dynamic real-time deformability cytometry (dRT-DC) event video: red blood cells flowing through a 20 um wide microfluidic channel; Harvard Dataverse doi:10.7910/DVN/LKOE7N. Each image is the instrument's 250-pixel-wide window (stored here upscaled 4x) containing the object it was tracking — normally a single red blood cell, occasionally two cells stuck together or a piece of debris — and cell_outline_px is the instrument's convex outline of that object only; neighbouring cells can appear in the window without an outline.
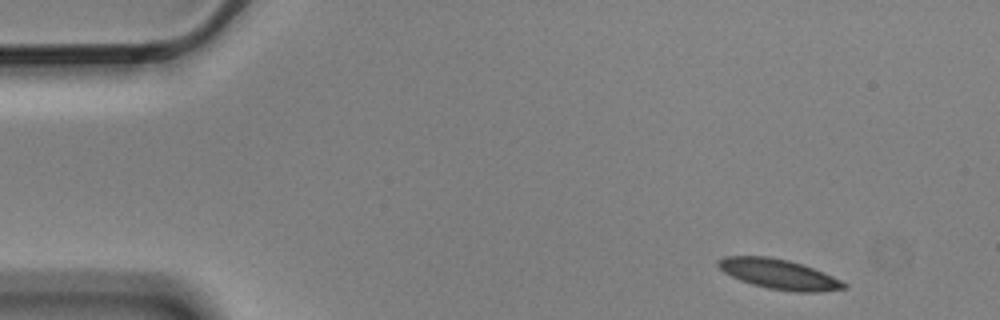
{"species": "Egyptian fruit bat (a non-hibernating species)", "species_latin": "Rousettus aegyptiacus", "temperature_condition": "cold", "stored_images_in_passage": 5, "segment_of_instrument_passage": [2, 2], "camera_frame_rate_fps": 3000, "um_per_image_px": 0.085, "animal": {"sex": "male"}, "frame": {"image": 1, "passage_image": 5, "time_ms": 1.333, "image_size_px": [1000, 320], "cell_outline_px": [[848, 288], [820, 292], [796, 292], [768, 288], [752, 284], [740, 280], [724, 272], [716, 264], [716, 260], [724, 256], [768, 256], [788, 260], [812, 268], [832, 276], [848, 284]], "centroid_in_image_um": [66.2, 23.3], "position_along_channel_um": 18.8, "area_um2": 21.85}}